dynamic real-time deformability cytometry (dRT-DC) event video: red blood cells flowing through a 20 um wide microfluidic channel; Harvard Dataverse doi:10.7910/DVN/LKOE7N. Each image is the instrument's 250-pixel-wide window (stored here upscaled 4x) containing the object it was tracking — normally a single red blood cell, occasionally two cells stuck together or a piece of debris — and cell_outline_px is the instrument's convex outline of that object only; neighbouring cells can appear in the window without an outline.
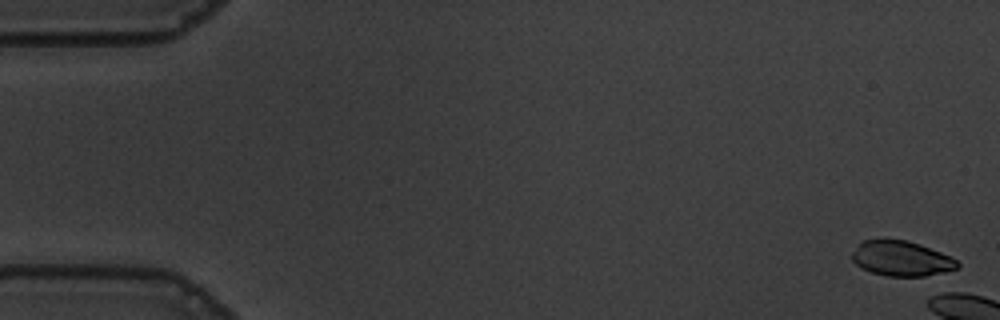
{"species": "common noctule bat (a hibernating species)", "species_latin": "Nyctalus noctula", "temperature_condition": "warm", "stored_images_in_passage": 7, "camera_frame_rate_fps": 3000, "um_per_image_px": 0.085, "animal": {"sex": "male", "body_mass_g": 19.5, "forearm_length_mm": 54.6}, "frame": {"image": 1, "passage_image": 2, "time_ms": 0.333, "image_size_px": [1000, 320], "cell_outline_px": [[960, 264], [956, 268], [944, 272], [924, 276], [888, 276], [872, 272], [856, 264], [852, 260], [852, 252], [860, 240], [880, 236], [908, 240], [920, 244], [940, 252], [956, 260]], "centroid_in_image_um": [76.54, 21.91], "position_along_channel_um": 8.5, "area_um2": 21.96}}